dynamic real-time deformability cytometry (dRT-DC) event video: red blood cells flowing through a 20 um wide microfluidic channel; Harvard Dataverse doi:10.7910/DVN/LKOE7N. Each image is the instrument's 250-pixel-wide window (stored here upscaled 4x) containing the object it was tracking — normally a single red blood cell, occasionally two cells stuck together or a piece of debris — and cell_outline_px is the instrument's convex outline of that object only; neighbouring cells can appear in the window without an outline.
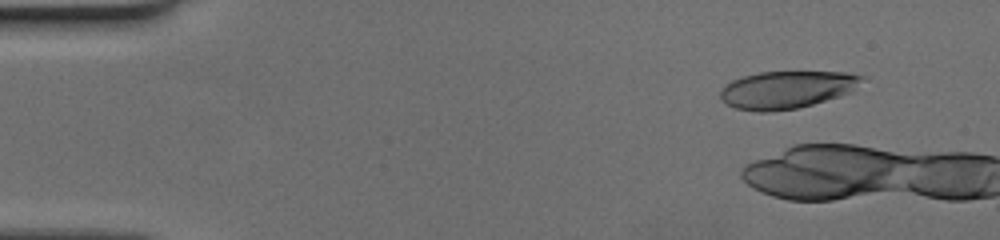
{"species": "human", "species_latin": "Homo sapiens", "temperature_condition": "cold", "stored_images_in_passage": 7, "camera_frame_rate_fps": 3000, "um_per_image_px": 0.085, "donor": {"sex": "female"}, "frame": {"image": 1, "passage_image": 5, "time_ms": 1.333, "image_size_px": [1000, 240], "cell_outline_px": [[864, 76], [852, 92], [840, 96], [812, 104], [796, 108], [772, 112], [756, 112], [736, 108], [720, 100], [720, 92], [732, 80], [744, 76], [760, 72], [848, 72]], "centroid_in_image_um": [66.87, 7.63], "position_along_channel_um": 18.1, "area_um2": 30.75}}